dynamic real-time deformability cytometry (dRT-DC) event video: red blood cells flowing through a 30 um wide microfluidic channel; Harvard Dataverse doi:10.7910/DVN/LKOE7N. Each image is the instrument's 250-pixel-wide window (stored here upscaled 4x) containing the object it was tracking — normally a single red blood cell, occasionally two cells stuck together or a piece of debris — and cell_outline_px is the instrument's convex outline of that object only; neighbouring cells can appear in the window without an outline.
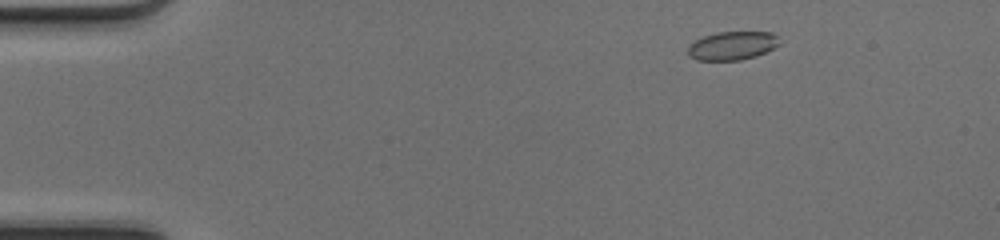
{"species": "common noctule bat (a hibernating species)", "species_latin": "Nyctalus noctula", "temperature_condition": "cold", "stored_images_in_passage": 46, "camera_frame_rate_fps": 3000, "um_per_image_px": 0.085, "animal": {"sex": "female", "body_mass_g": 17.0, "forearm_length_mm": 48.0}, "frame": {"image": 1, "passage_image": 4, "time_ms": 1.0, "image_size_px": [1000, 240], "cell_outline_px": [[780, 44], [756, 56], [740, 60], [696, 60], [688, 56], [688, 44], [704, 36], [716, 32], [772, 32], [776, 36]], "centroid_in_image_um": [62.2, 3.88], "position_along_channel_um": 22.8, "area_um2": 15.14}}
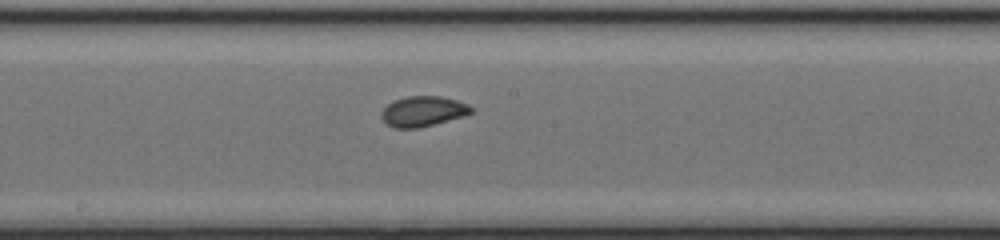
{"frame": {"image": 2, "passage_image": 24, "time_ms": 7.667, "image_size_px": [1000, 240], "cell_outline_px": [[472, 112], [464, 116], [420, 128], [392, 128], [380, 116], [380, 112], [392, 100], [408, 96], [440, 96], [456, 100], [468, 104], [472, 108]], "centroid_in_image_um": [35.93, 9.46], "position_along_channel_um": 212.3, "area_um2": 15.9}}
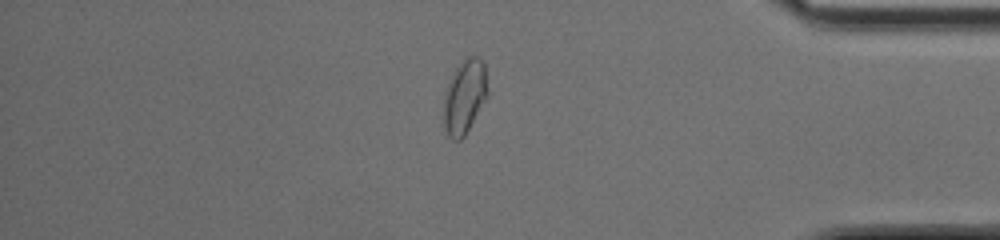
{"frame": {"image": 3, "passage_image": 39, "time_ms": 12.667, "image_size_px": [1000, 240], "cell_outline_px": [[488, 96], [464, 136], [460, 140], [452, 140], [448, 136], [444, 128], [444, 92], [456, 68], [468, 56], [476, 56], [484, 64], [488, 92]], "centroid_in_image_um": [39.48, 8.24], "position_along_channel_um": 395.7, "area_um2": 18.73}, "authors_computed_cell_mechanics": {"area_um2": 15.8372, "velocity_mm_per_s": 4.2246, "shape_relaxation_time_tau1_ms": 5.6087, "shape_relaxation_time_tau2_ms": 0.9648, "deformation_change_tau1": 0.1121, "deformation_change_tau2": 0.0338}}